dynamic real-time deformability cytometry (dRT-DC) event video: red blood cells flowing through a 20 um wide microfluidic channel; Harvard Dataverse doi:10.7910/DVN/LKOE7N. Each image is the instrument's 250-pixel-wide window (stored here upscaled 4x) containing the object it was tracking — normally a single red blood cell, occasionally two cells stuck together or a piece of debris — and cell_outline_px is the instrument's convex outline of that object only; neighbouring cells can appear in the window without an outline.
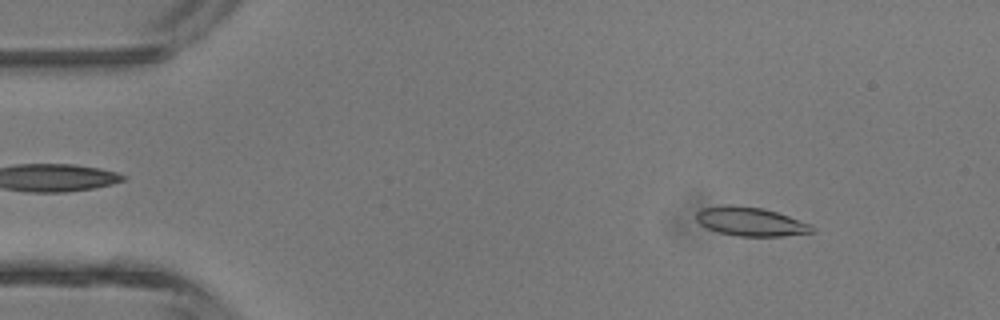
{"species": "common noctule bat (a hibernating species)", "species_latin": "Nyctalus noctula", "temperature_condition": "room temperature", "stored_images_in_passage": 4, "camera_frame_rate_fps": 3000, "um_per_image_px": 0.085, "animal": {"sex": "male", "body_mass_g": 13.3}, "frame": {"image": 1, "passage_image": 1, "time_ms": 0.0, "image_size_px": [1000, 320], "cell_outline_px": [[816, 232], [784, 236], [740, 236], [716, 232], [700, 224], [696, 220], [696, 212], [700, 208], [724, 204], [732, 204], [764, 208], [812, 224]], "centroid_in_image_um": [63.79, 18.82], "position_along_channel_um": 21.2, "area_um2": 19.77}}
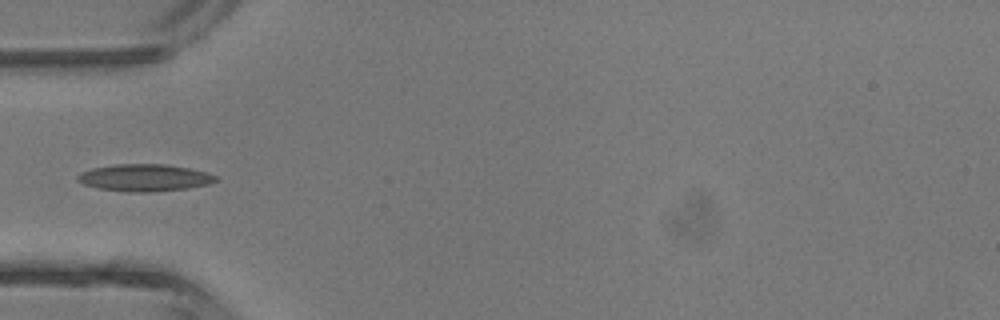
{"frame": {"image": 2, "passage_image": 3, "time_ms": 3.0, "image_size_px": [1000, 320], "cell_outline_px": [[220, 180], [208, 184], [188, 188], [148, 192], [128, 192], [100, 188], [84, 184], [76, 180], [76, 176], [80, 172], [92, 168], [116, 164], [164, 164], [188, 168], [208, 172], [216, 176]], "centroid_in_image_um": [12.29, 15.1], "position_along_channel_um": 72.7, "area_um2": 21.79}}
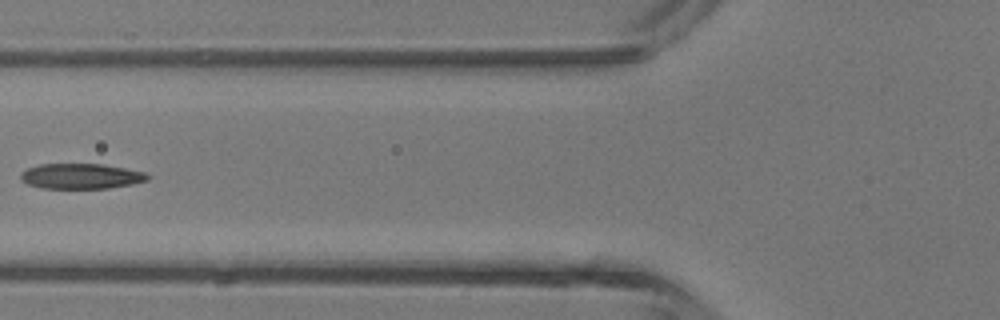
{"frame": {"image": 3, "passage_image": 4, "time_ms": 4.0, "image_size_px": [1000, 320], "cell_outline_px": [[152, 176], [148, 180], [132, 184], [108, 188], [44, 188], [28, 184], [20, 180], [20, 172], [28, 168], [40, 164], [104, 164], [144, 172]], "centroid_in_image_um": [6.89, 14.97], "position_along_channel_um": 118.9, "area_um2": 18.73}}